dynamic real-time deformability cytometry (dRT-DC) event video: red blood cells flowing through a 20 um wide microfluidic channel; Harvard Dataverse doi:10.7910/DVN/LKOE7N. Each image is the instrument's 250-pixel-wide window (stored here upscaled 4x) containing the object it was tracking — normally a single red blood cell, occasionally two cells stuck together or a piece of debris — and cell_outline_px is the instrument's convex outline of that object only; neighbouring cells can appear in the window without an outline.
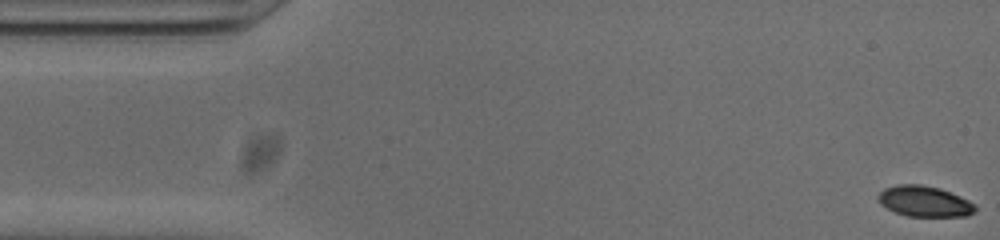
{"species": "common noctule bat (a hibernating species)", "species_latin": "Nyctalus noctula", "temperature_condition": "cold", "stored_images_in_passage": 53, "camera_frame_rate_fps": 3000, "um_per_image_px": 0.085, "animal": {"sex": "male", "body_mass_g": 20.0, "forearm_length_mm": 53.3}, "frame": {"image": 1, "passage_image": 1, "time_ms": 0.0, "image_size_px": [1000, 240], "cell_outline_px": [[976, 212], [968, 216], [908, 216], [896, 212], [880, 204], [876, 196], [884, 188], [900, 184], [920, 184], [940, 188], [960, 196], [976, 204]], "centroid_in_image_um": [78.6, 17.11], "position_along_channel_um": 6.4, "area_um2": 17.46}}
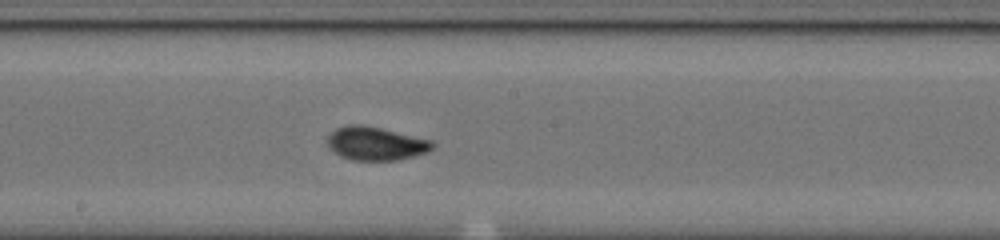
{"frame": {"image": 2, "passage_image": 27, "time_ms": 8.667, "image_size_px": [1000, 240], "cell_outline_px": [[436, 144], [428, 152], [396, 160], [352, 160], [340, 156], [328, 148], [324, 140], [336, 128], [348, 124], [364, 124], [432, 140]], "centroid_in_image_um": [31.89, 12.19], "position_along_channel_um": 216.3, "area_um2": 20.69}}
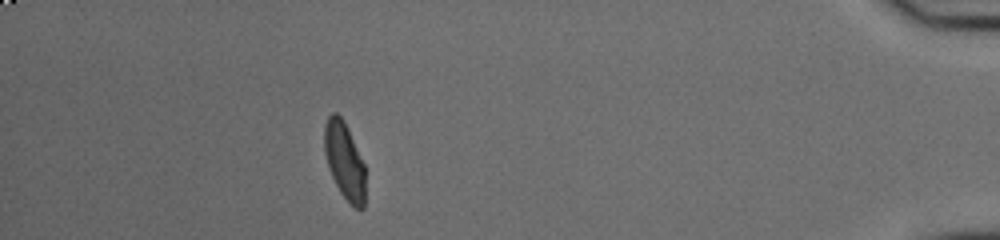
{"frame": {"image": 3, "passage_image": 47, "time_ms": 15.333, "image_size_px": [1000, 240], "cell_outline_px": [[364, 208], [360, 212], [352, 208], [340, 192], [328, 168], [324, 152], [324, 124], [328, 116], [332, 112], [336, 112], [344, 120], [364, 164]], "centroid_in_image_um": [29.27, 13.69], "position_along_channel_um": 405.9, "area_um2": 18.55}, "authors_computed_cell_mechanics": {"area_um2": 18.9006, "velocity_mm_per_s": 3.7898, "shape_relaxation_time_tau1_ms": 5.5175, "shape_relaxation_time_tau2_ms": 1.245, "deformation_change_tau1": 0.1723, "deformation_change_tau2": 0.0336}}